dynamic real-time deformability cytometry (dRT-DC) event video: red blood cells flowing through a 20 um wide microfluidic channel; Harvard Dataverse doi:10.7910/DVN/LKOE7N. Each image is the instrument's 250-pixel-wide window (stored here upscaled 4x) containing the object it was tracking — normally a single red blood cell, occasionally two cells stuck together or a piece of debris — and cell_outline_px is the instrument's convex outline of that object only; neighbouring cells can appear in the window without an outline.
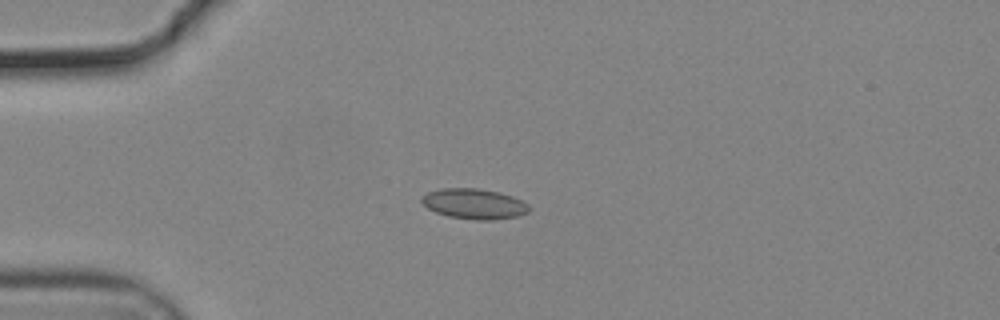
{"species": "common noctule bat (a hibernating species)", "species_latin": "Nyctalus noctula", "temperature_condition": "cold", "stored_images_in_passage": 52, "camera_frame_rate_fps": 3000, "um_per_image_px": 0.085, "animal": {"sex": "male", "body_mass_g": 19.2, "forearm_length_mm": 51.8}, "frame": {"image": 1, "passage_image": 11, "time_ms": 3.333, "image_size_px": [1000, 320], "cell_outline_px": [[528, 212], [516, 216], [492, 220], [476, 220], [448, 216], [436, 212], [428, 208], [420, 200], [428, 192], [440, 188], [480, 188], [500, 192], [512, 196], [528, 204]], "centroid_in_image_um": [40.29, 17.31], "position_along_channel_um": 44.7, "area_um2": 18.84}}
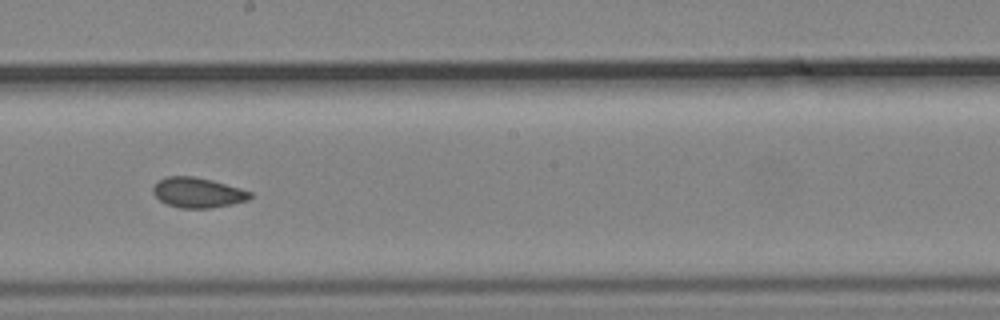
{"frame": {"image": 2, "passage_image": 28, "time_ms": 9.0, "image_size_px": [1000, 320], "cell_outline_px": [[252, 196], [248, 200], [232, 204], [208, 208], [180, 208], [168, 204], [160, 200], [152, 192], [152, 188], [156, 180], [164, 176], [192, 176], [212, 180], [240, 188], [252, 192]], "centroid_in_image_um": [16.78, 16.36], "position_along_channel_um": 231.4, "area_um2": 17.11}}
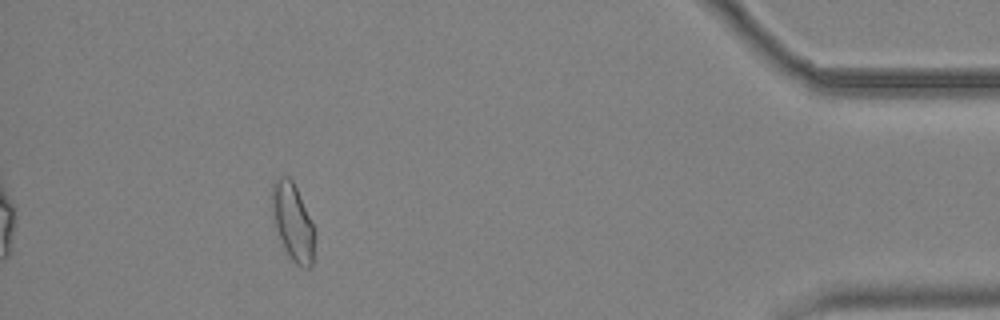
{"frame": {"image": 3, "passage_image": 47, "time_ms": 15.333, "image_size_px": [1000, 320], "cell_outline_px": [[316, 236], [312, 264], [308, 268], [300, 268], [288, 256], [280, 240], [276, 228], [272, 204], [272, 184], [276, 176], [288, 176], [292, 180], [316, 228]], "centroid_in_image_um": [24.92, 18.89], "position_along_channel_um": 410.3, "area_um2": 19.48}, "authors_computed_cell_mechanics": {"area_um2": 17.6579, "velocity_mm_per_s": 3.7013, "shape_relaxation_time_tau1_ms": null, "shape_relaxation_time_tau2_ms": 2.7651, "deformation_change_tau1": null, "deformation_change_tau2": 0.0497}}